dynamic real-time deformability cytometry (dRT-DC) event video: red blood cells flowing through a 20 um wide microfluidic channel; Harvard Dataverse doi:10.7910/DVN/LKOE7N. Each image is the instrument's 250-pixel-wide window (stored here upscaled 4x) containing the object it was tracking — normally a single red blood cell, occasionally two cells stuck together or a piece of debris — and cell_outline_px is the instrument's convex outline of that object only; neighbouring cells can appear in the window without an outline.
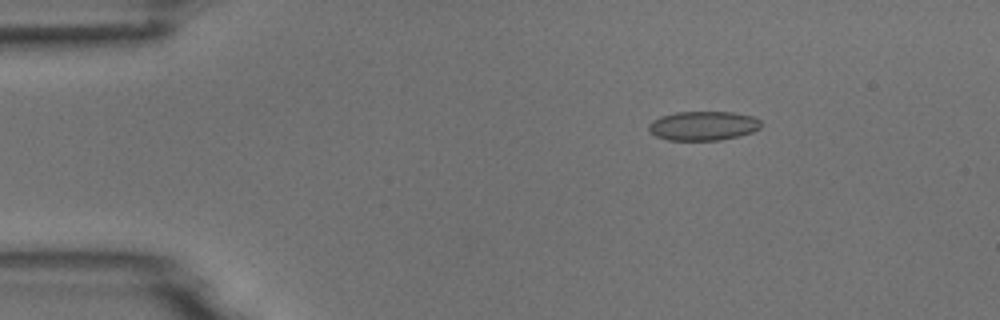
{"species": "common noctule bat (a hibernating species)", "species_latin": "Nyctalus noctula", "temperature_condition": "room temperature", "stored_images_in_passage": 4, "camera_frame_rate_fps": 3000, "um_per_image_px": 0.085, "animal": {"sex": "male", "body_mass_g": 18.8}, "frame": {"image": 1, "passage_image": 3, "time_ms": 2.0, "image_size_px": [1000, 320], "cell_outline_px": [[760, 128], [752, 132], [720, 140], [668, 140], [656, 136], [648, 128], [648, 124], [652, 120], [660, 116], [676, 112], [732, 112], [752, 116], [760, 120]], "centroid_in_image_um": [59.74, 10.69], "position_along_channel_um": 25.3, "area_um2": 19.02}}